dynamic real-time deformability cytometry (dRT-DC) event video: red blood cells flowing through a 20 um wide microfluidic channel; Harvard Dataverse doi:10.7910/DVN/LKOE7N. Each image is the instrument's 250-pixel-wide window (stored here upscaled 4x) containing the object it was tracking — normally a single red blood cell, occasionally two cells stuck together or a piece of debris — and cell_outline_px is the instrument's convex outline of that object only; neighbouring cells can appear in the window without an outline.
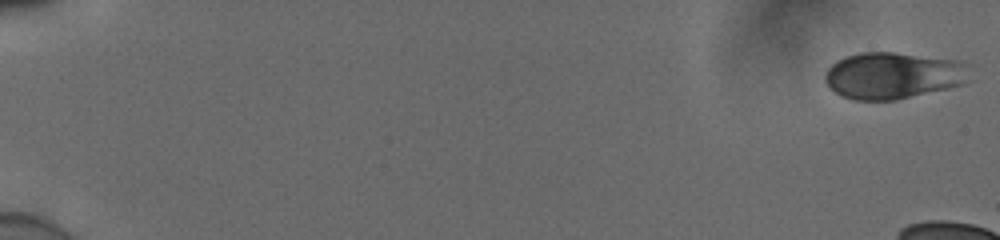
{"species": "human", "species_latin": "Homo sapiens", "temperature_condition": "cold", "stored_images_in_passage": 14, "camera_frame_rate_fps": 3000, "um_per_image_px": 0.085, "donor": {"sex": "male"}, "frame": {"image": 1, "passage_image": 1, "time_ms": 0.0, "image_size_px": [1000, 240], "cell_outline_px": [[972, 80], [968, 84], [896, 100], [852, 100], [840, 96], [828, 88], [824, 80], [824, 72], [836, 60], [860, 52], [896, 52], [964, 60], [968, 64]], "centroid_in_image_um": [75.98, 6.42], "position_along_channel_um": 9.0, "area_um2": 40.58}}